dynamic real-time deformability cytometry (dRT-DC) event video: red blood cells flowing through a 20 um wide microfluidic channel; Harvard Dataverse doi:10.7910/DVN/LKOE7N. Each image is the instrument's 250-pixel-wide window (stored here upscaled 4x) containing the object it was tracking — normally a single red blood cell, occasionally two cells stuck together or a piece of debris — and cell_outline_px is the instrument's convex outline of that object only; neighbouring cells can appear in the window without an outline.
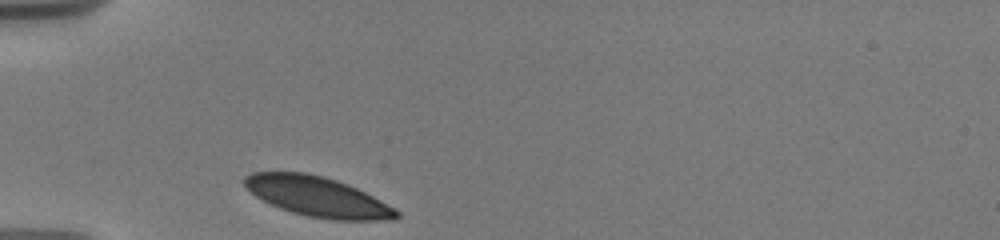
{"species": "human", "species_latin": "Homo sapiens", "temperature_condition": "warm", "stored_images_in_passage": 8, "camera_frame_rate_fps": 3000, "um_per_image_px": 0.085, "donor": {"sex": "male"}, "frame": {"image": 1, "passage_image": 1, "time_ms": 0.0, "image_size_px": [1000, 240], "cell_outline_px": [[400, 216], [396, 220], [332, 220], [308, 216], [292, 212], [280, 208], [256, 196], [244, 188], [244, 176], [252, 172], [304, 172], [324, 176], [348, 184], [396, 208], [400, 212]], "centroid_in_image_um": [27.01, 16.72], "position_along_channel_um": 58.0, "area_um2": 35.37}}
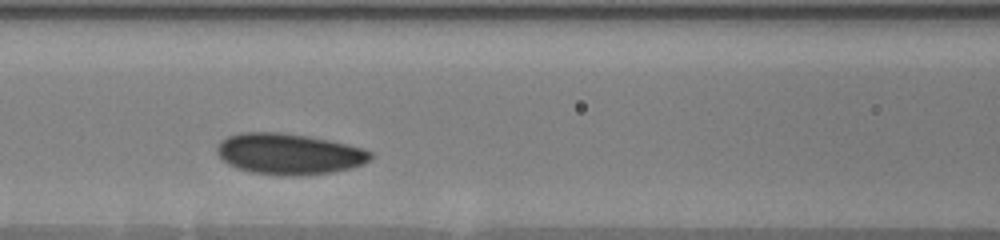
{"frame": {"image": 2, "passage_image": 6, "time_ms": 2.667, "image_size_px": [1000, 240], "cell_outline_px": [[372, 156], [364, 164], [352, 168], [332, 172], [300, 176], [288, 176], [252, 172], [236, 168], [228, 164], [216, 152], [216, 148], [228, 136], [240, 132], [280, 132], [308, 136], [328, 140], [364, 148], [372, 152]], "centroid_in_image_um": [24.58, 13.09], "position_along_channel_um": 142.0, "area_um2": 36.65}}
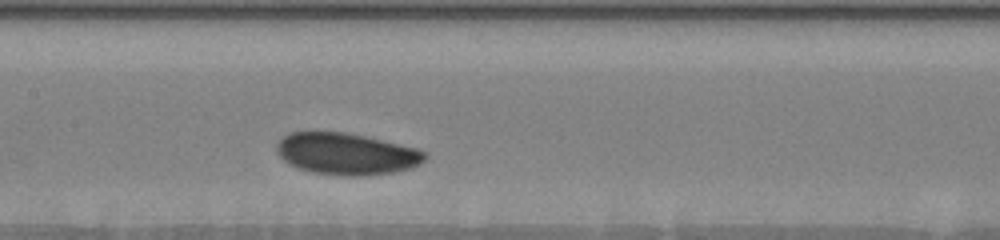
{"frame": {"image": 3, "passage_image": 8, "time_ms": 3.667, "image_size_px": [1000, 240], "cell_outline_px": [[428, 156], [420, 164], [412, 168], [392, 172], [364, 176], [344, 176], [312, 172], [288, 164], [276, 152], [276, 144], [288, 132], [344, 132], [364, 136], [420, 148], [428, 152]], "centroid_in_image_um": [29.48, 13.08], "position_along_channel_um": 177.9, "area_um2": 36.24}}